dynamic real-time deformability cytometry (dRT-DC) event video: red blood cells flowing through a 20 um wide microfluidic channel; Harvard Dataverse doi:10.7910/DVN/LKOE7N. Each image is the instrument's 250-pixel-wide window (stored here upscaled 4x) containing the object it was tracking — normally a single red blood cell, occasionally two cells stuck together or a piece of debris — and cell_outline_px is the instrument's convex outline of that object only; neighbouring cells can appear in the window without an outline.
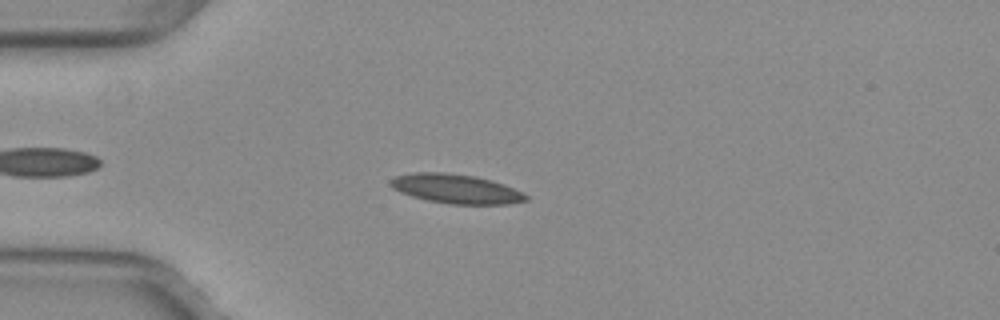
{"species": "common noctule bat (a hibernating species)", "species_latin": "Nyctalus noctula", "temperature_condition": "warm", "stored_images_in_passage": 42, "camera_frame_rate_fps": 3000, "um_per_image_px": 0.085, "animal": {"sex": "female", "body_mass_g": 29.2, "forearm_length_mm": 56.3}, "frame": {"image": 1, "passage_image": 7, "time_ms": 2.0, "image_size_px": [1000, 320], "cell_outline_px": [[528, 200], [508, 204], [448, 204], [424, 200], [400, 192], [392, 188], [388, 184], [388, 180], [396, 176], [412, 172], [444, 172], [476, 176], [504, 184], [524, 192], [528, 196]], "centroid_in_image_um": [38.73, 16.05], "position_along_channel_um": 46.3, "area_um2": 23.41}}
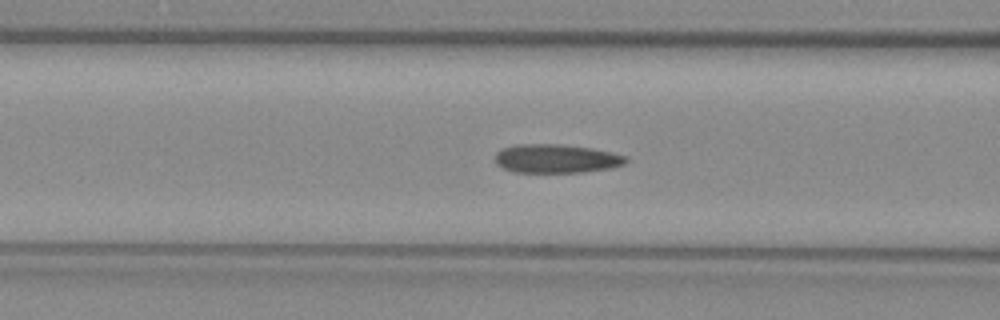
{"frame": {"image": 2, "passage_image": 14, "time_ms": 4.333, "image_size_px": [1000, 320], "cell_outline_px": [[628, 160], [624, 164], [612, 168], [580, 172], [512, 172], [496, 164], [496, 152], [504, 148], [516, 144], [560, 144], [592, 148], [628, 156]], "centroid_in_image_um": [47.3, 13.48], "position_along_channel_um": 119.3, "area_um2": 21.91}}
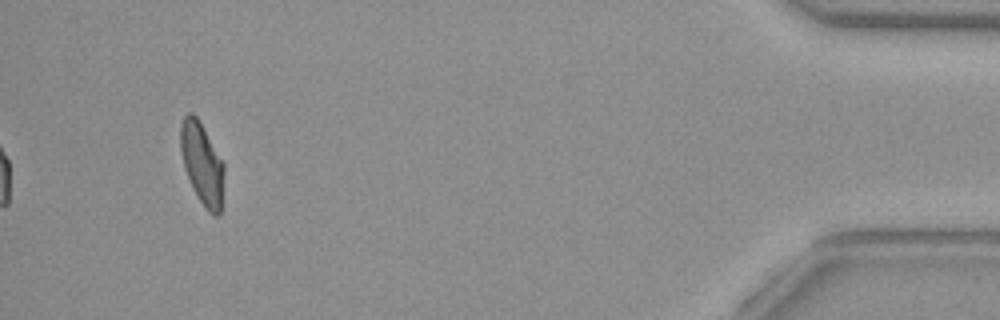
{"frame": {"image": 3, "passage_image": 42, "time_ms": 13.667, "image_size_px": [1000, 320], "cell_outline_px": [[224, 172], [220, 212], [216, 216], [212, 216], [208, 212], [200, 200], [184, 168], [180, 152], [180, 124], [184, 116], [188, 112], [192, 112], [200, 120], [224, 164]], "centroid_in_image_um": [17.16, 13.85], "position_along_channel_um": 418.0, "area_um2": 20.63}, "authors_computed_cell_mechanics": {"area_um2": 21.8773, "velocity_mm_per_s": 4.0007, "shape_relaxation_time_tau1_ms": 8.7883, "shape_relaxation_time_tau2_ms": 1.7102, "deformation_change_tau1": 0.2238, "deformation_change_tau2": 0.0798}}